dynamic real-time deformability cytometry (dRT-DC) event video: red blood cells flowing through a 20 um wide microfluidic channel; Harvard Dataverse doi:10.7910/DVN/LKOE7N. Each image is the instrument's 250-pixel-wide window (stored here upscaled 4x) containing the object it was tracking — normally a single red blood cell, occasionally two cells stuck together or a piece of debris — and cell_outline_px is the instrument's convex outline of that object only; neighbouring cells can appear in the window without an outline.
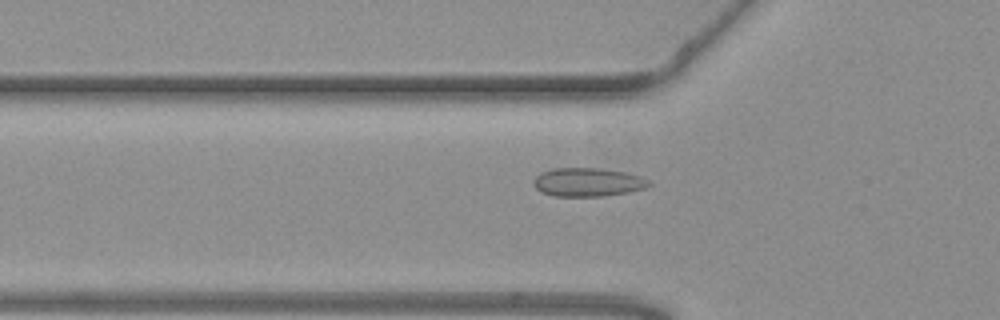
{"species": "common noctule bat (a hibernating species)", "species_latin": "Nyctalus noctula", "temperature_condition": "warm", "stored_images_in_passage": 16, "camera_frame_rate_fps": 3000, "um_per_image_px": 0.085, "animal": {"sex": "female", "body_mass_g": 19.3, "forearm_length_mm": 54.1}, "frame": {"image": 1, "passage_image": 16, "time_ms": 5.0, "image_size_px": [1000, 320], "cell_outline_px": [[652, 184], [644, 188], [628, 192], [604, 196], [552, 196], [540, 192], [532, 184], [532, 180], [540, 172], [552, 168], [600, 168], [628, 172], [640, 176], [648, 180]], "centroid_in_image_um": [49.92, 15.48], "position_along_channel_um": 75.9, "area_um2": 19.48}}